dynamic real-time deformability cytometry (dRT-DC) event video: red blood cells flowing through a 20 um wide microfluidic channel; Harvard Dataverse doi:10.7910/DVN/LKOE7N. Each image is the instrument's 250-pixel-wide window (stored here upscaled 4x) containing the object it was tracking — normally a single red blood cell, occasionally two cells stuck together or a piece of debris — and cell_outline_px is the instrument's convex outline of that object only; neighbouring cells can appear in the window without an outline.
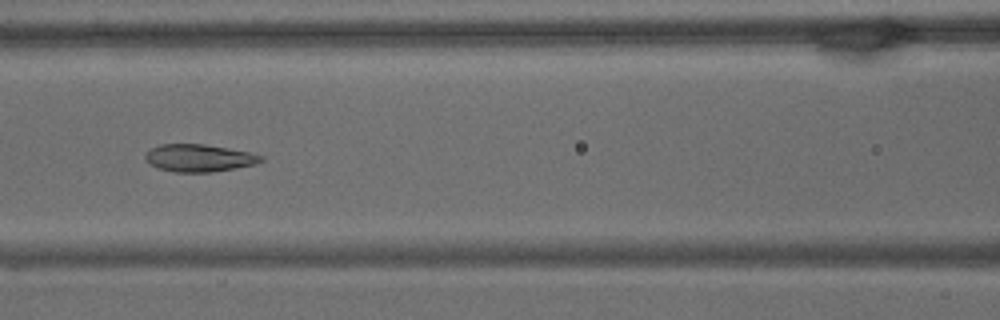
{"species": "common noctule bat (a hibernating species)", "species_latin": "Nyctalus noctula", "temperature_condition": "warm", "stored_images_in_passage": 69, "camera_frame_rate_fps": 3000, "um_per_image_px": 0.085, "animal": {"sex": "male", "body_mass_g": 15.6}, "frame": {"image": 1, "passage_image": 30, "time_ms": 9.667, "image_size_px": [1000, 320], "cell_outline_px": [[264, 160], [256, 164], [236, 168], [212, 172], [176, 172], [160, 168], [148, 164], [144, 160], [144, 156], [152, 148], [160, 144], [204, 144], [252, 152], [264, 156]], "centroid_in_image_um": [16.95, 13.43], "position_along_channel_um": 149.7, "area_um2": 18.61}}
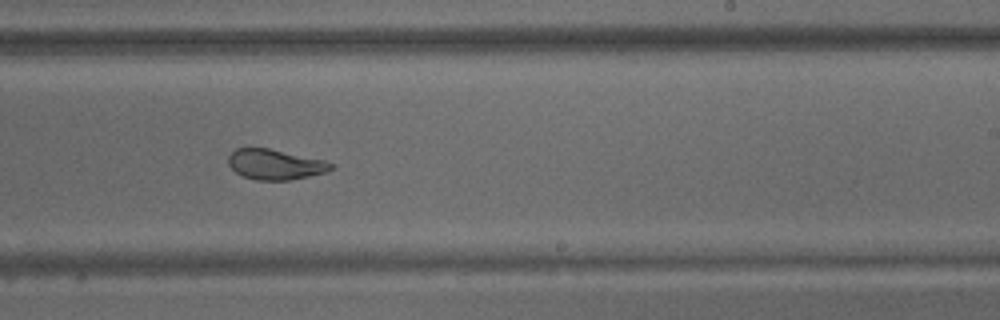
{"frame": {"image": 2, "passage_image": 42, "time_ms": 13.667, "image_size_px": [1000, 320], "cell_outline_px": [[336, 164], [332, 168], [324, 172], [292, 180], [256, 180], [244, 176], [236, 172], [228, 164], [228, 156], [236, 148], [268, 148], [324, 160]], "centroid_in_image_um": [23.38, 13.97], "position_along_channel_um": 265.6, "area_um2": 17.98}}
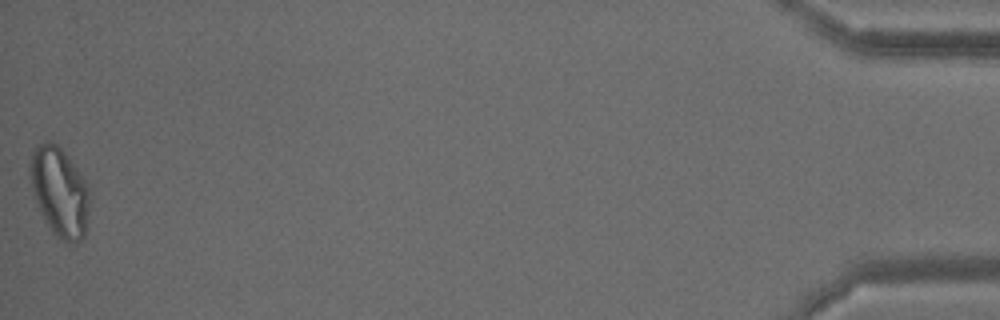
{"frame": {"image": 3, "passage_image": 69, "time_ms": 22.667, "image_size_px": [1000, 320], "cell_outline_px": [[88, 212], [84, 236], [80, 240], [72, 244], [68, 244], [56, 236], [52, 232], [36, 200], [32, 188], [28, 172], [28, 164], [32, 152], [44, 140], [52, 140], [68, 156], [88, 184]], "centroid_in_image_um": [5.05, 16.28], "position_along_channel_um": 430.2, "area_um2": 30.75}, "authors_computed_cell_mechanics": {"area_um2": 23.4668, "velocity_mm_per_s": 2.9071, "shape_relaxation_time_tau1_ms": 8.7946, "shape_relaxation_time_tau2_ms": 1.8592, "deformation_change_tau1": 0.1817, "deformation_change_tau2": 0.0603}}